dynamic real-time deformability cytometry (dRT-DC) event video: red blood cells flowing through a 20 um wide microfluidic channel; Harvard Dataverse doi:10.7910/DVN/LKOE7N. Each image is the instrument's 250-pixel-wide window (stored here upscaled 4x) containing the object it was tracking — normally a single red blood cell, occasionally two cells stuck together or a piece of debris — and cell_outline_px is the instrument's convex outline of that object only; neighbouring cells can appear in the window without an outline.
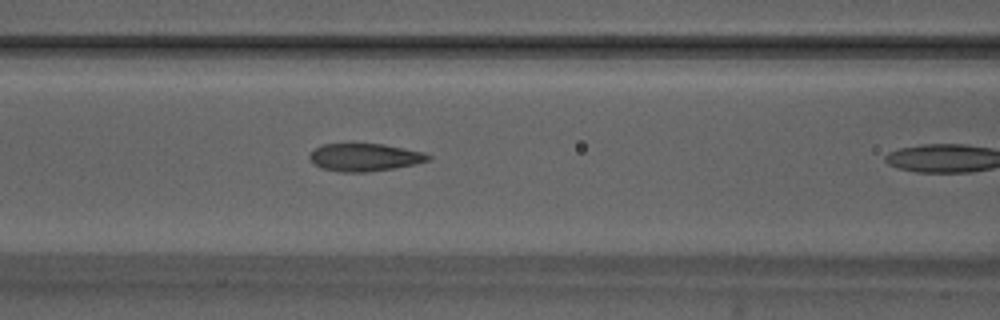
{"species": "Egyptian fruit bat (a non-hibernating species)", "species_latin": "Rousettus aegyptiacus", "temperature_condition": "warm", "stored_images_in_passage": 11, "camera_frame_rate_fps": 3000, "um_per_image_px": 0.085, "animal": {"sex": "male"}, "frame": {"image": 1, "passage_image": 10, "time_ms": 3.0, "image_size_px": [1000, 320], "cell_outline_px": [[432, 156], [428, 160], [412, 164], [392, 168], [368, 172], [340, 172], [320, 168], [308, 156], [320, 144], [384, 144], [424, 152]], "centroid_in_image_um": [30.98, 13.37], "position_along_channel_um": 135.6, "area_um2": 18.9}}